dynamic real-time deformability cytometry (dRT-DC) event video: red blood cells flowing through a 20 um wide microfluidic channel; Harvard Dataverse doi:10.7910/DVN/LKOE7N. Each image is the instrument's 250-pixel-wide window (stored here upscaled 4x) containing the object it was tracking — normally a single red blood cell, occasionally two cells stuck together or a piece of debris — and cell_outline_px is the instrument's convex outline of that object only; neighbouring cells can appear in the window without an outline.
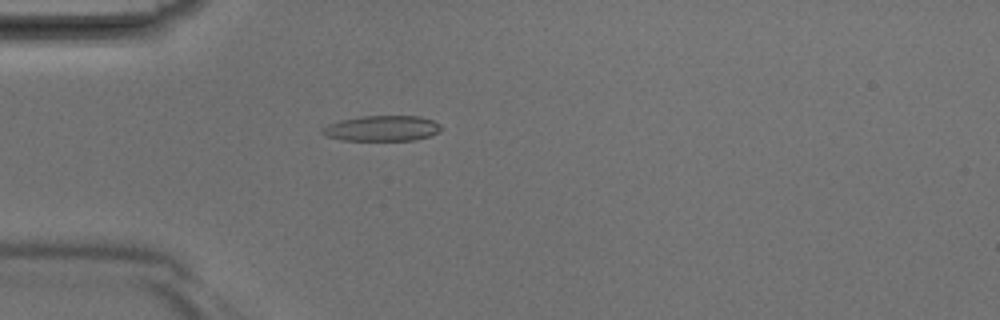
{"species": "Egyptian fruit bat (a non-hibernating species)", "species_latin": "Rousettus aegyptiacus", "temperature_condition": "room temperature", "stored_images_in_passage": 34, "camera_frame_rate_fps": 3000, "um_per_image_px": 0.085, "animal": {"sex": "male"}, "frame": {"image": 1, "passage_image": 5, "time_ms": 1.333, "image_size_px": [1000, 320], "cell_outline_px": [[440, 132], [428, 136], [412, 140], [340, 140], [328, 136], [320, 132], [320, 128], [328, 124], [340, 120], [360, 116], [420, 116], [432, 120], [440, 124]], "centroid_in_image_um": [32.44, 10.9], "position_along_channel_um": 52.6, "area_um2": 17.63}}
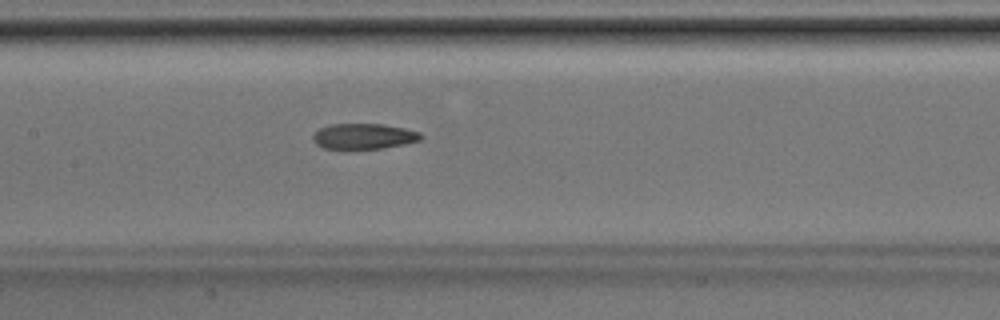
{"frame": {"image": 2, "passage_image": 13, "time_ms": 4.0, "image_size_px": [1000, 320], "cell_outline_px": [[424, 136], [420, 140], [404, 144], [384, 148], [324, 148], [316, 144], [312, 140], [312, 136], [320, 128], [328, 124], [384, 124], [404, 128], [420, 132]], "centroid_in_image_um": [30.93, 11.57], "position_along_channel_um": 176.5, "area_um2": 16.01}}
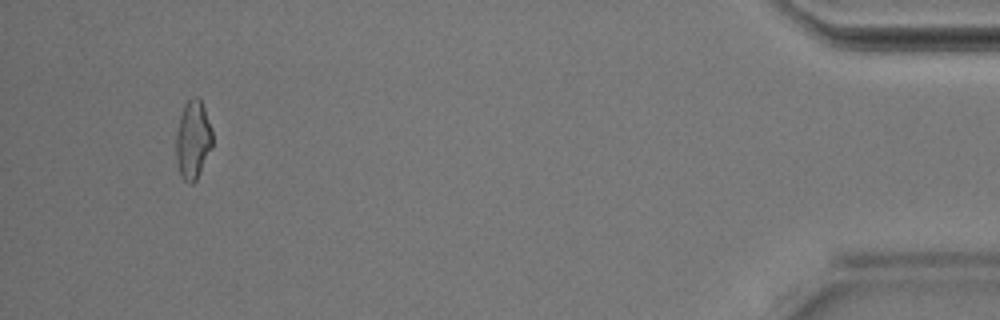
{"frame": {"image": 3, "passage_image": 32, "time_ms": 10.333, "image_size_px": [1000, 320], "cell_outline_px": [[212, 148], [196, 180], [192, 184], [188, 184], [184, 180], [180, 172], [176, 160], [176, 132], [180, 116], [184, 104], [192, 96], [196, 96], [200, 100], [204, 108], [212, 128]], "centroid_in_image_um": [16.4, 11.88], "position_along_channel_um": 418.8, "area_um2": 16.7}}